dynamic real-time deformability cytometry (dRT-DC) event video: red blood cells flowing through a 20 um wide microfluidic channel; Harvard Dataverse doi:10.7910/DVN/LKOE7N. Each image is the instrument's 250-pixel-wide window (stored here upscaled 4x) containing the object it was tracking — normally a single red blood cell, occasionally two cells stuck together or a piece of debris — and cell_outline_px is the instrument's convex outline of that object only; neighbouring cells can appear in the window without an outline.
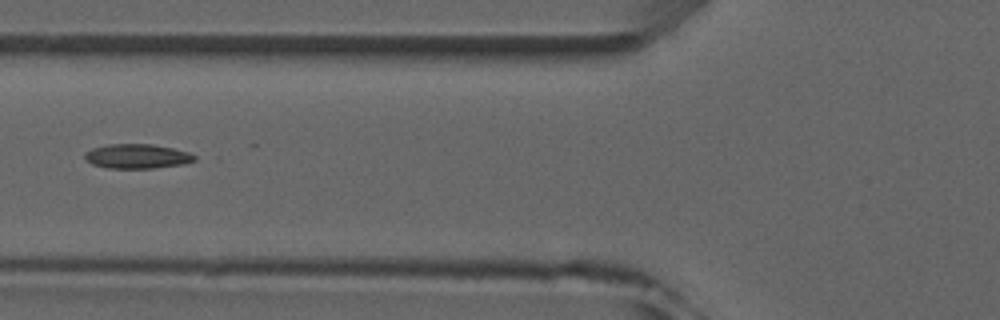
{"species": "common noctule bat (a hibernating species)", "species_latin": "Nyctalus noctula", "temperature_condition": "room temperature", "stored_images_in_passage": 5, "camera_frame_rate_fps": 3000, "um_per_image_px": 0.085, "animal": {"sex": "male", "forearm_length_mm": 52.5}, "frame": {"image": 1, "passage_image": 5, "time_ms": 4.667, "image_size_px": [1000, 320], "cell_outline_px": [[196, 160], [184, 164], [152, 168], [108, 168], [92, 164], [84, 160], [84, 152], [92, 148], [108, 144], [152, 144], [172, 148], [188, 152], [196, 156]], "centroid_in_image_um": [11.62, 13.28], "position_along_channel_um": 114.2, "area_um2": 15.72}}